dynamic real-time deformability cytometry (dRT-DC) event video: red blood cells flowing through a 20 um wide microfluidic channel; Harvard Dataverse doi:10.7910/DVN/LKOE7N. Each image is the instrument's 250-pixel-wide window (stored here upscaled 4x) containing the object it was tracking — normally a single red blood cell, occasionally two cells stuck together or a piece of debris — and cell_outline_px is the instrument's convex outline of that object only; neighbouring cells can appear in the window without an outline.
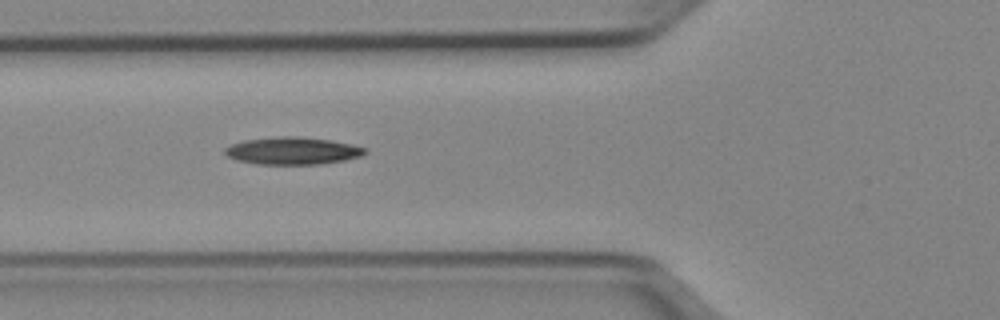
{"species": "Egyptian fruit bat (a non-hibernating species)", "species_latin": "Rousettus aegyptiacus", "temperature_condition": "cold", "stored_images_in_passage": 38, "camera_frame_rate_fps": 3000, "um_per_image_px": 0.085, "animal": {"sex": "female"}, "frame": {"image": 1, "passage_image": 6, "time_ms": 1.667, "image_size_px": [1000, 320], "cell_outline_px": [[368, 152], [364, 156], [344, 160], [320, 164], [256, 164], [236, 160], [228, 156], [224, 152], [224, 148], [232, 144], [244, 140], [284, 136], [296, 136], [332, 140], [352, 144], [368, 148]], "centroid_in_image_um": [24.92, 12.82], "position_along_channel_um": 100.9, "area_um2": 22.48}}
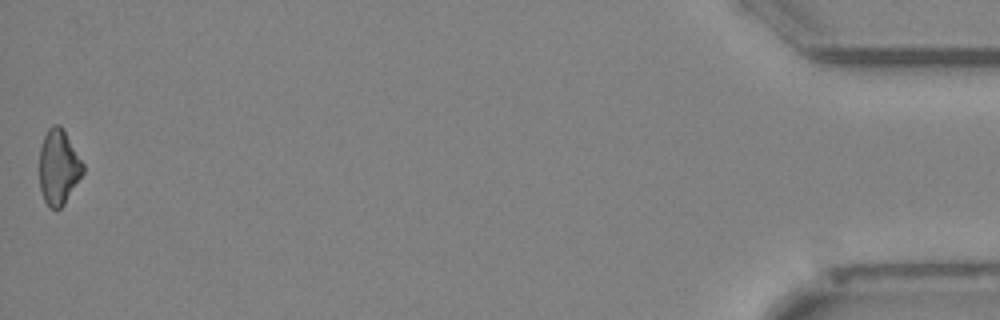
{"frame": {"image": 2, "passage_image": 38, "time_ms": 12.333, "image_size_px": [1000, 320], "cell_outline_px": [[84, 172], [64, 204], [60, 208], [48, 208], [44, 200], [40, 188], [40, 148], [44, 136], [48, 128], [52, 124], [60, 124], [84, 164]], "centroid_in_image_um": [4.97, 14.2], "position_along_channel_um": 430.2, "area_um2": 18.96}}